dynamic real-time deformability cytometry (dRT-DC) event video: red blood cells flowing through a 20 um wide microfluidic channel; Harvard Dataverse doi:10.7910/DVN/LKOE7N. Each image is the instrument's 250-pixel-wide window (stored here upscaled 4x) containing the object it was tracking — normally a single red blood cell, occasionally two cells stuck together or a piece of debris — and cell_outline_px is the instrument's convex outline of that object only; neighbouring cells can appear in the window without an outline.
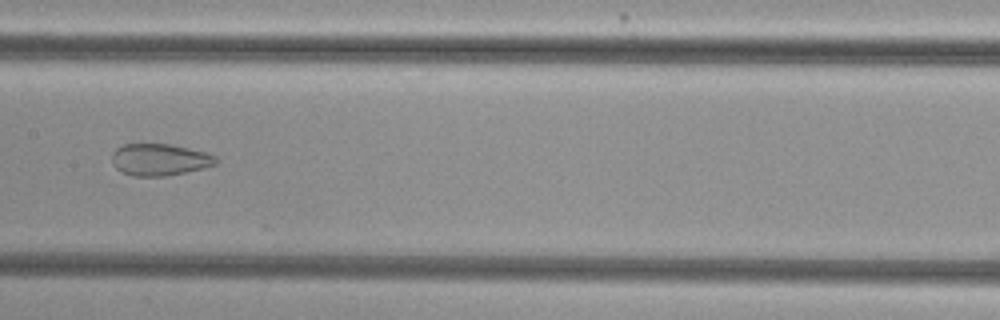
{"species": "common noctule bat (a hibernating species)", "species_latin": "Nyctalus noctula", "temperature_condition": "cold", "stored_images_in_passage": 54, "camera_frame_rate_fps": 3000, "um_per_image_px": 0.085, "animal": {"sex": "female", "body_mass_g": 29.2, "forearm_length_mm": 56.3}, "frame": {"image": 1, "passage_image": 28, "time_ms": 9.0, "image_size_px": [1000, 320], "cell_outline_px": [[216, 164], [204, 168], [164, 176], [132, 176], [116, 168], [112, 164], [112, 152], [116, 148], [124, 144], [172, 144], [204, 152], [216, 156]], "centroid_in_image_um": [13.54, 13.56], "position_along_channel_um": 193.9, "area_um2": 19.19}}
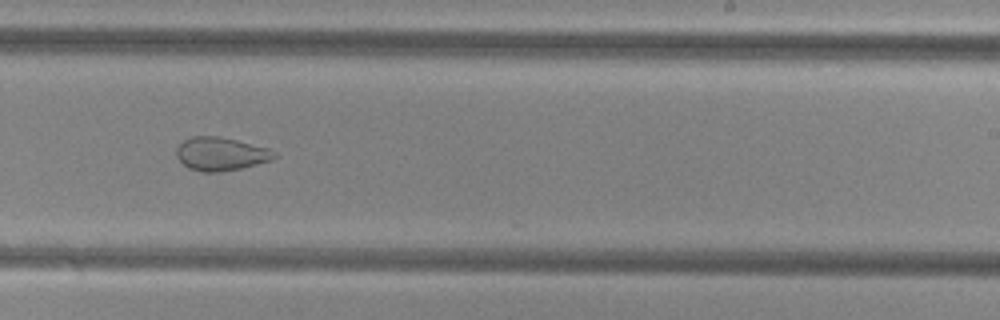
{"frame": {"image": 2, "passage_image": 34, "time_ms": 11.0, "image_size_px": [1000, 320], "cell_outline_px": [[280, 156], [272, 160], [240, 168], [220, 172], [200, 172], [188, 168], [176, 156], [176, 148], [184, 140], [192, 136], [220, 136], [268, 148], [276, 152]], "centroid_in_image_um": [18.78, 13.08], "position_along_channel_um": 270.2, "area_um2": 19.07}}
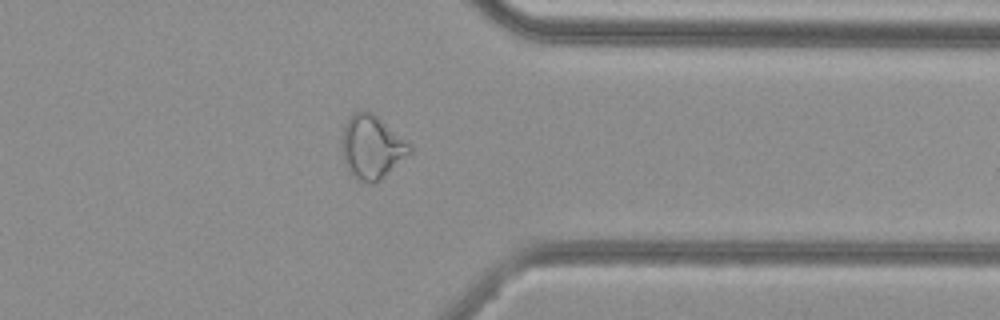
{"frame": {"image": 3, "passage_image": 43, "time_ms": 14.0, "image_size_px": [1000, 320], "cell_outline_px": [[412, 152], [372, 184], [356, 180], [348, 172], [344, 160], [344, 124], [356, 112], [364, 108], [372, 112], [412, 144]], "centroid_in_image_um": [31.63, 12.48], "position_along_channel_um": 379.8, "area_um2": 24.62}, "authors_computed_cell_mechanics": {"area_um2": 26.7036, "velocity_mm_per_s": 3.8321, "shape_relaxation_time_tau1_ms": null, "shape_relaxation_time_tau2_ms": 1.9967, "deformation_change_tau1": null, "deformation_change_tau2": 0.0829}}